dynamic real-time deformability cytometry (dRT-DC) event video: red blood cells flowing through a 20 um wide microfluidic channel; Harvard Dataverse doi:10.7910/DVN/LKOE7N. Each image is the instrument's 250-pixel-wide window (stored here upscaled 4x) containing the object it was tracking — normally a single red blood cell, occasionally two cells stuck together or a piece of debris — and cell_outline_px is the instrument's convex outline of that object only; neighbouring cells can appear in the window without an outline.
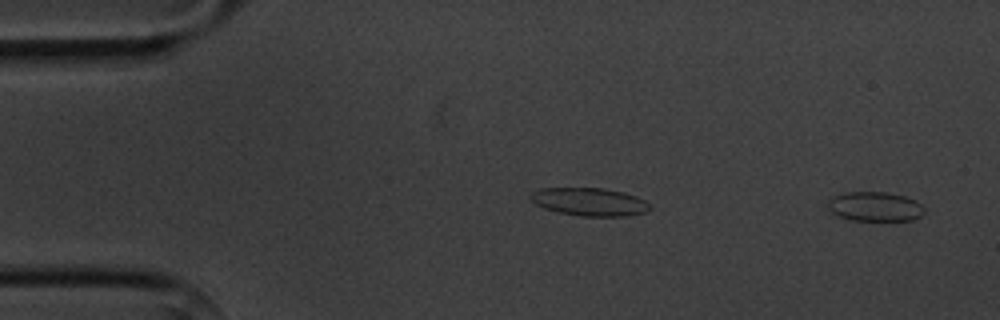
{"species": "common noctule bat (a hibernating species)", "species_latin": "Nyctalus noctula", "temperature_condition": "cold", "stored_images_in_passage": 3, "camera_frame_rate_fps": 3000, "um_per_image_px": 0.085, "animal": {"sex": "male", "body_mass_g": 20.1, "forearm_length_mm": 53.5}, "frame": {"image": 1, "passage_image": 3, "time_ms": 5.667, "image_size_px": [1000, 320], "cell_outline_px": [[924, 212], [920, 216], [912, 220], [852, 220], [840, 216], [832, 212], [828, 208], [828, 200], [832, 196], [844, 192], [888, 192], [904, 196], [916, 200], [924, 208]], "centroid_in_image_um": [74.36, 17.54], "position_along_channel_um": 10.6, "area_um2": 16.53}}